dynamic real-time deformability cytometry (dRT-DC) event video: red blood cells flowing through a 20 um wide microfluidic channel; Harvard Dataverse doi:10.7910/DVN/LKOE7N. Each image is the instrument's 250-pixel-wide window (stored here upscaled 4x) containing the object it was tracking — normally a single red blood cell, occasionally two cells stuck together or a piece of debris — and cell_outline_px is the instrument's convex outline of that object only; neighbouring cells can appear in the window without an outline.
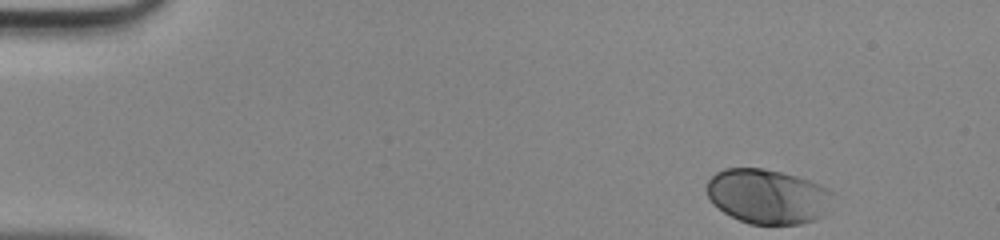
{"species": "human", "species_latin": "Homo sapiens", "temperature_condition": "room temperature", "stored_images_in_passage": 44, "camera_frame_rate_fps": 3000, "um_per_image_px": 0.085, "donor": {"sex": "male"}, "frame": {"image": 1, "passage_image": 1, "time_ms": 0.0, "image_size_px": [1000, 240], "cell_outline_px": [[824, 216], [816, 220], [800, 224], [748, 224], [724, 212], [712, 204], [708, 196], [708, 180], [716, 172], [724, 168], [760, 168], [780, 172], [796, 176], [808, 180], [824, 188]], "centroid_in_image_um": [65.11, 16.7], "position_along_channel_um": 19.9, "area_um2": 38.96}}
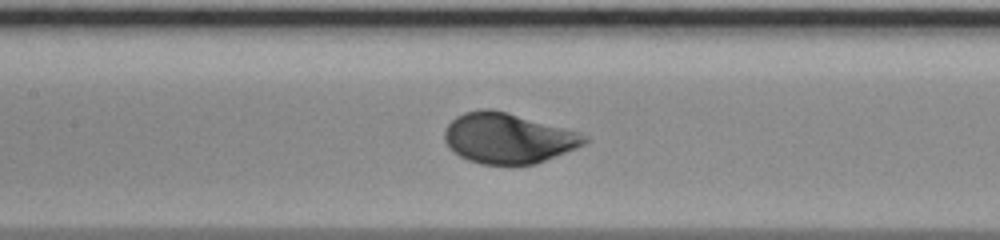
{"frame": {"image": 2, "passage_image": 19, "time_ms": 6.0, "image_size_px": [1000, 240], "cell_outline_px": [[588, 140], [584, 144], [576, 148], [536, 164], [480, 164], [468, 160], [452, 152], [448, 148], [444, 140], [444, 132], [448, 124], [456, 116], [464, 112], [480, 108], [488, 108], [504, 112], [576, 132], [584, 136]], "centroid_in_image_um": [43.09, 11.76], "position_along_channel_um": 164.3, "area_um2": 40.46}}
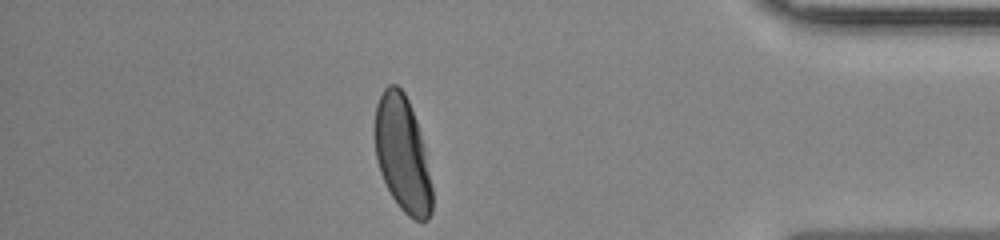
{"frame": {"image": 3, "passage_image": 38, "time_ms": 12.333, "image_size_px": [1000, 240], "cell_outline_px": [[432, 212], [428, 220], [416, 220], [408, 216], [400, 208], [392, 196], [380, 172], [376, 160], [376, 104], [384, 88], [388, 84], [396, 84], [404, 92], [408, 100], [416, 120], [424, 148], [432, 188]], "centroid_in_image_um": [34.22, 13.11], "position_along_channel_um": 401.0, "area_um2": 38.03}}